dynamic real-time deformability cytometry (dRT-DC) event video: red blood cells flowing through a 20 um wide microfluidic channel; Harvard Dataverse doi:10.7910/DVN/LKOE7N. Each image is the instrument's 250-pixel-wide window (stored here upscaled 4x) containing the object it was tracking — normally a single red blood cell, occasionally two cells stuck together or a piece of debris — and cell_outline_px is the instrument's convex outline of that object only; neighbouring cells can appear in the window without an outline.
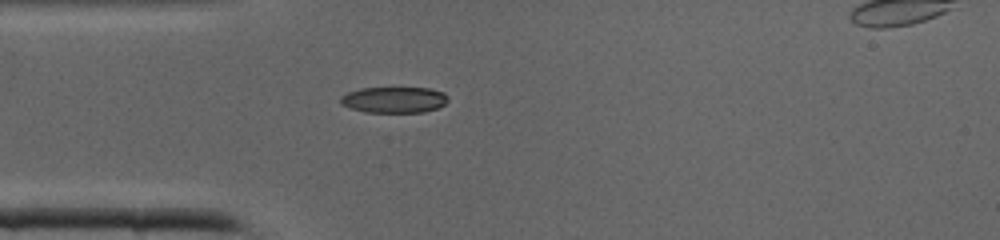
{"species": "common noctule bat (a hibernating species)", "species_latin": "Nyctalus noctula", "temperature_condition": "cold", "stored_images_in_passage": 27, "camera_frame_rate_fps": 3000, "um_per_image_px": 0.085, "animal": {"sex": "male", "body_mass_g": 19.0, "forearm_length_mm": 50.8}, "frame": {"image": 1, "passage_image": 1, "time_ms": 0.0, "image_size_px": [1000, 240], "cell_outline_px": [[448, 100], [444, 104], [436, 108], [424, 112], [364, 112], [340, 104], [340, 96], [348, 92], [360, 88], [428, 88], [444, 92], [448, 96]], "centroid_in_image_um": [33.49, 8.48], "position_along_channel_um": 51.5, "area_um2": 16.3}}
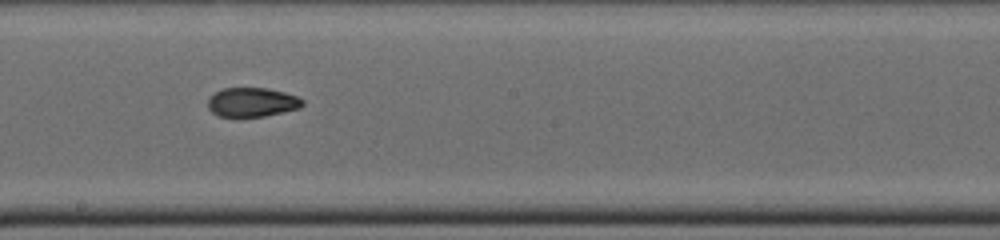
{"frame": {"image": 2, "passage_image": 12, "time_ms": 3.667, "image_size_px": [1000, 240], "cell_outline_px": [[304, 104], [300, 108], [264, 116], [220, 116], [212, 112], [208, 108], [208, 100], [216, 92], [224, 88], [268, 88], [284, 92], [296, 96], [304, 100]], "centroid_in_image_um": [21.45, 8.68], "position_along_channel_um": 226.7, "area_um2": 15.9}}
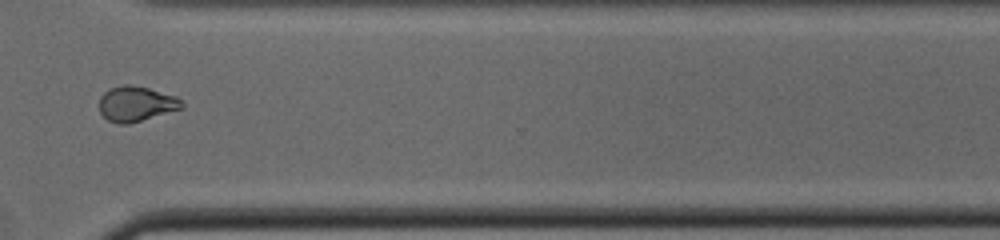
{"frame": {"image": 3, "passage_image": 20, "time_ms": 6.333, "image_size_px": [1000, 240], "cell_outline_px": [[184, 108], [128, 124], [116, 124], [108, 120], [100, 112], [100, 96], [108, 88], [124, 84], [132, 84], [148, 88], [176, 96], [184, 104]], "centroid_in_image_um": [11.56, 8.82], "position_along_channel_um": 359.0, "area_um2": 16.99}}